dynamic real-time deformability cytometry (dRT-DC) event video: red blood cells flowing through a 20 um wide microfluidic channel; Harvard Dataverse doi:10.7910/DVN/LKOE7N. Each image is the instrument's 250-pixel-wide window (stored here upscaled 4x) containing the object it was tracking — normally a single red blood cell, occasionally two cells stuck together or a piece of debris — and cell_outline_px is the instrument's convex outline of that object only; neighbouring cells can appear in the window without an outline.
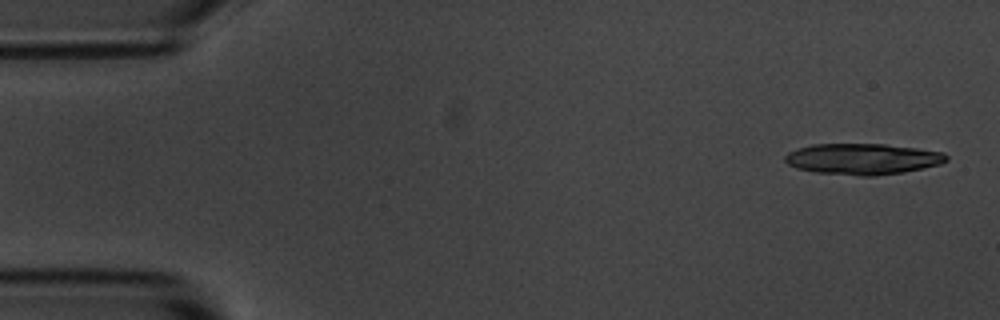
{"species": "common noctule bat (a hibernating species)", "species_latin": "Nyctalus noctula", "temperature_condition": "room temperature", "stored_images_in_passage": 6, "segment_of_instrument_passage": [2, 2], "camera_frame_rate_fps": 3000, "um_per_image_px": 0.085, "animal": {"sex": "male", "body_mass_g": 20.1, "forearm_length_mm": 53.5}, "frame": {"image": 1, "passage_image": 6, "time_ms": 6.667, "image_size_px": [1000, 320], "cell_outline_px": [[948, 160], [940, 164], [924, 168], [904, 172], [872, 176], [860, 176], [816, 172], [796, 168], [788, 164], [784, 160], [784, 156], [788, 152], [812, 144], [884, 144], [916, 148], [944, 152], [948, 156]], "centroid_in_image_um": [73.34, 13.51], "position_along_channel_um": 11.7, "area_um2": 29.19}}